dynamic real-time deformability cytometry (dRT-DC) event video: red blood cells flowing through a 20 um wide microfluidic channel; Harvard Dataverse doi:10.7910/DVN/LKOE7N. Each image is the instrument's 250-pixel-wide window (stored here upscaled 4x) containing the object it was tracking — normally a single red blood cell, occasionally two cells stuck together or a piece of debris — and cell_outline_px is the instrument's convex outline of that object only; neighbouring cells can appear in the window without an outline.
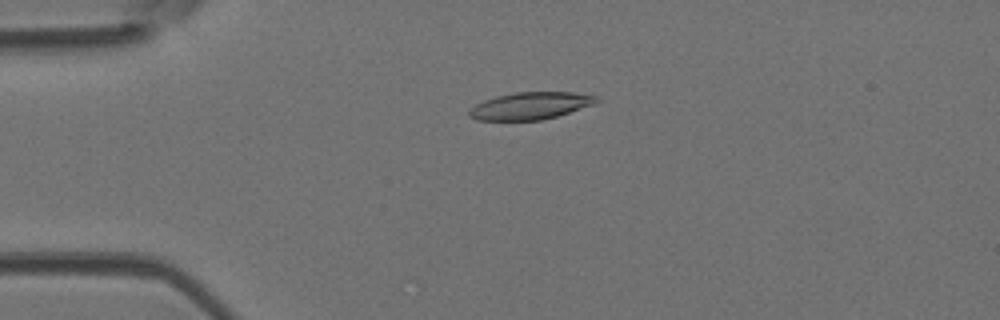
{"species": "Egyptian fruit bat (a non-hibernating species)", "species_latin": "Rousettus aegyptiacus", "temperature_condition": "room temperature", "stored_images_in_passage": 45, "camera_frame_rate_fps": 3000, "um_per_image_px": 0.085, "animal": {"sex": "female"}, "frame": {"image": 1, "passage_image": 8, "time_ms": 2.333, "image_size_px": [1000, 320], "cell_outline_px": [[600, 100], [596, 104], [556, 116], [540, 120], [476, 120], [468, 116], [468, 108], [484, 100], [496, 96], [516, 92], [572, 92], [596, 96]], "centroid_in_image_um": [45.06, 8.99], "position_along_channel_um": 39.9, "area_um2": 20.23}}
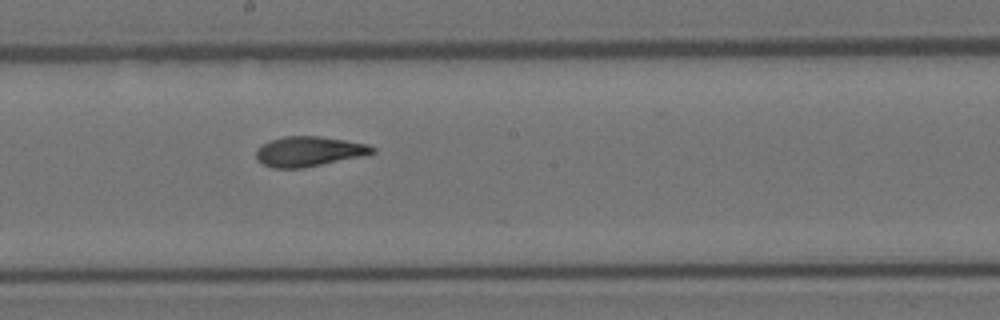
{"frame": {"image": 2, "passage_image": 23, "time_ms": 7.333, "image_size_px": [1000, 320], "cell_outline_px": [[376, 152], [368, 156], [304, 168], [272, 168], [264, 164], [256, 156], [256, 148], [260, 144], [268, 140], [284, 136], [320, 136], [368, 144], [376, 148]], "centroid_in_image_um": [26.3, 12.87], "position_along_channel_um": 221.9, "area_um2": 20.75}}
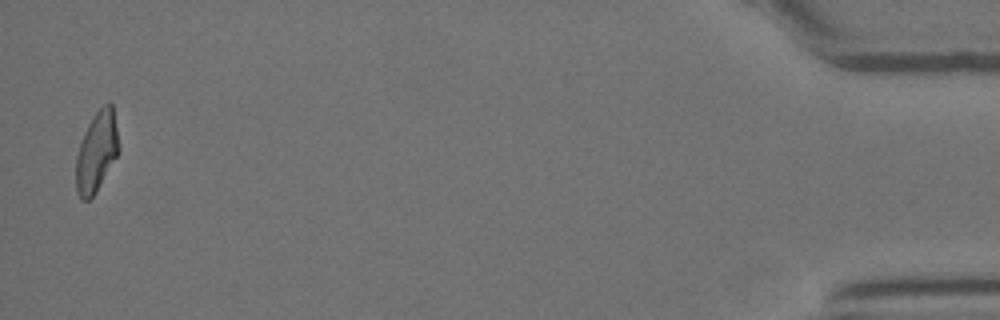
{"frame": {"image": 3, "passage_image": 44, "time_ms": 14.333, "image_size_px": [1000, 320], "cell_outline_px": [[120, 152], [96, 192], [88, 200], [80, 200], [76, 192], [76, 156], [84, 132], [92, 116], [104, 104], [112, 104], [120, 148]], "centroid_in_image_um": [8.21, 12.93], "position_along_channel_um": 427.0, "area_um2": 20.06}, "authors_computed_cell_mechanics": {"area_um2": 20.4034, "velocity_mm_per_s": 4.2157, "shape_relaxation_time_tau1_ms": 11.3957, "shape_relaxation_time_tau2_ms": 1.8746, "deformation_change_tau1": 0.3296, "deformation_change_tau2": 0.0996}}